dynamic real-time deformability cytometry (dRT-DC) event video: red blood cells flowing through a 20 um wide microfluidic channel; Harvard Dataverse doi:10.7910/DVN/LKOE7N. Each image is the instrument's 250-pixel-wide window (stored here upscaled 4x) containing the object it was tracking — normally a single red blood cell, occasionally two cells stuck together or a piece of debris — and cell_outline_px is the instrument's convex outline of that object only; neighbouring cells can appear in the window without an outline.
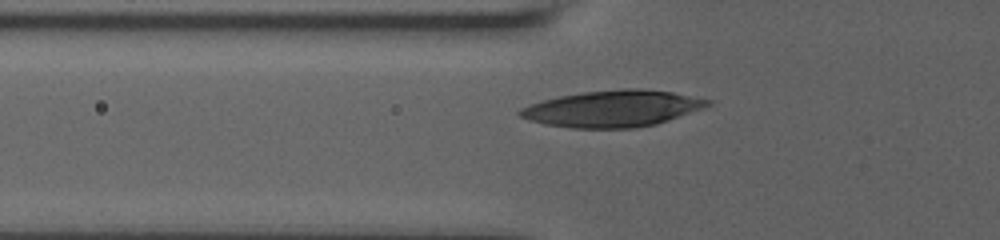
{"species": "human", "species_latin": "Homo sapiens", "temperature_condition": "room temperature", "stored_images_in_passage": 4, "camera_frame_rate_fps": 3000, "um_per_image_px": 0.085, "donor": {"sex": "male"}, "frame": {"image": 1, "passage_image": 2, "time_ms": 0.333, "image_size_px": [1000, 240], "cell_outline_px": [[712, 104], [668, 120], [656, 124], [636, 128], [572, 128], [544, 124], [528, 120], [520, 116], [516, 112], [520, 108], [544, 100], [560, 96], [584, 92], [624, 88], [640, 88], [672, 92], [712, 100]], "centroid_in_image_um": [52.06, 9.23], "position_along_channel_um": 73.7, "area_um2": 39.71}}